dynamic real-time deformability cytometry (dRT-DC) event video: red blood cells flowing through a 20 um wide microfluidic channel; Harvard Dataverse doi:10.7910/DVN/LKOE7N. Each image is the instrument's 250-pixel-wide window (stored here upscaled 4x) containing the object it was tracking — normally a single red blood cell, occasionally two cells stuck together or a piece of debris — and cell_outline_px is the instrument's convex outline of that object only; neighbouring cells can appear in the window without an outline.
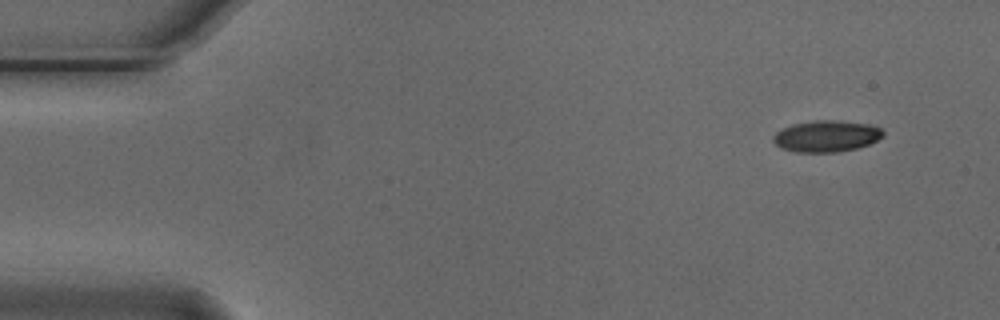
{"species": "Egyptian fruit bat (a non-hibernating species)", "species_latin": "Rousettus aegyptiacus", "temperature_condition": "cold", "stored_images_in_passage": 4, "camera_frame_rate_fps": 3000, "um_per_image_px": 0.085, "animal": {"sex": "male"}, "frame": {"image": 1, "passage_image": 1, "time_ms": 0.0, "image_size_px": [1000, 320], "cell_outline_px": [[884, 136], [868, 144], [856, 148], [840, 152], [796, 152], [784, 148], [776, 144], [772, 140], [772, 136], [776, 132], [792, 124], [816, 120], [836, 120], [868, 124], [880, 128], [884, 132]], "centroid_in_image_um": [70.25, 11.57], "position_along_channel_um": 14.8, "area_um2": 20.0}}